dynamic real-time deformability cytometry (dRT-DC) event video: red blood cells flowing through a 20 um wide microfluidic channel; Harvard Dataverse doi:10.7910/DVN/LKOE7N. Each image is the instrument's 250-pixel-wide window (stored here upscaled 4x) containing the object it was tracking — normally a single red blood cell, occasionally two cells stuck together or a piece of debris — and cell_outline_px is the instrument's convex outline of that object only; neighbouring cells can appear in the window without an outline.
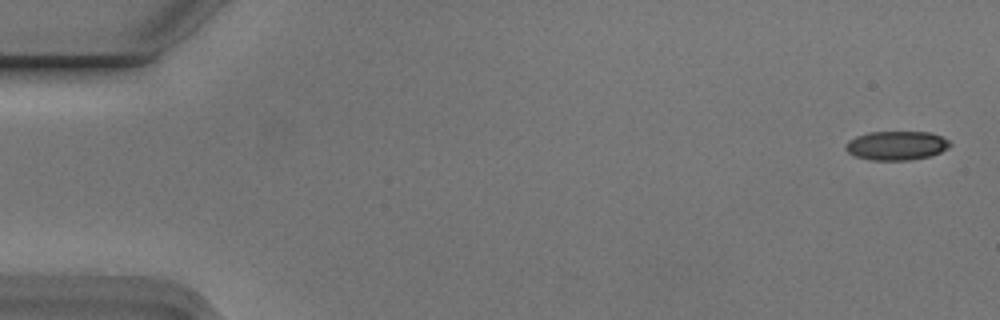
{"species": "Egyptian fruit bat (a non-hibernating species)", "species_latin": "Rousettus aegyptiacus", "temperature_condition": "cold", "stored_images_in_passage": 7, "camera_frame_rate_fps": 3000, "um_per_image_px": 0.085, "animal": {"sex": "male"}, "frame": {"image": 1, "passage_image": 1, "time_ms": 0.0, "image_size_px": [1000, 320], "cell_outline_px": [[952, 144], [948, 148], [940, 152], [928, 156], [908, 160], [872, 160], [856, 156], [848, 152], [844, 148], [848, 140], [856, 136], [868, 132], [928, 132], [940, 136], [948, 140]], "centroid_in_image_um": [76.18, 12.36], "position_along_channel_um": 8.8, "area_um2": 17.51}}
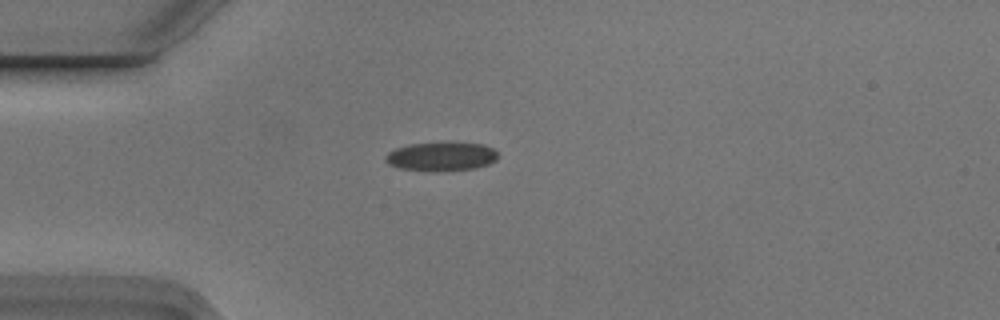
{"frame": {"image": 2, "passage_image": 4, "time_ms": 1.0, "image_size_px": [1000, 320], "cell_outline_px": [[496, 160], [488, 164], [476, 168], [432, 172], [400, 168], [388, 164], [384, 160], [384, 156], [388, 152], [396, 148], [412, 144], [484, 144], [492, 148], [496, 152]], "centroid_in_image_um": [37.46, 13.34], "position_along_channel_um": 47.5, "area_um2": 18.5}}
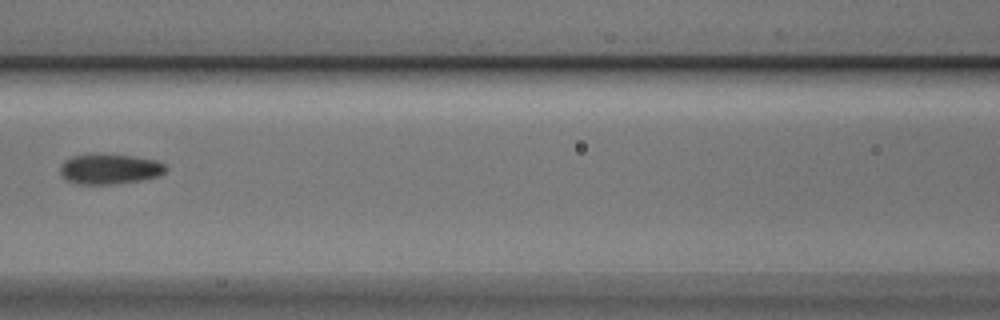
{"frame": {"image": 3, "passage_image": 7, "time_ms": 2.0, "image_size_px": [1000, 320], "cell_outline_px": [[168, 168], [160, 176], [140, 180], [112, 184], [76, 184], [64, 180], [60, 172], [60, 164], [64, 160], [72, 156], [132, 156], [156, 160], [164, 164]], "centroid_in_image_um": [9.31, 14.4], "position_along_channel_um": 157.3, "area_um2": 18.21}}